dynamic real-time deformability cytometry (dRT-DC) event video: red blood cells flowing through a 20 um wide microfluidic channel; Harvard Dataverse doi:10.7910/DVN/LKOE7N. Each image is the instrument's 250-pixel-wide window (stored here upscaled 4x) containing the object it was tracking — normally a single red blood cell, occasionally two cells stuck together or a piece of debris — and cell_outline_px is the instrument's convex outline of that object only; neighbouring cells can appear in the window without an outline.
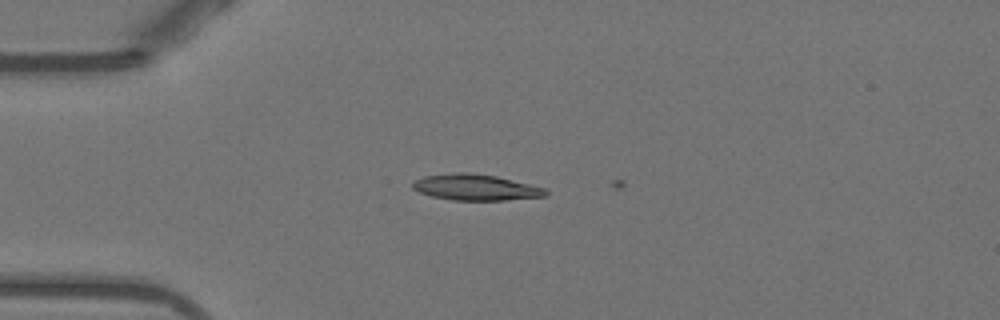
{"species": "Egyptian fruit bat (a non-hibernating species)", "species_latin": "Rousettus aegyptiacus", "temperature_condition": "warm", "stored_images_in_passage": 7, "camera_frame_rate_fps": 3000, "um_per_image_px": 0.085, "animal": {"sex": "female"}, "frame": {"image": 1, "passage_image": 6, "time_ms": 1.667, "image_size_px": [1000, 320], "cell_outline_px": [[548, 196], [504, 200], [452, 200], [432, 196], [420, 192], [412, 188], [412, 180], [424, 176], [456, 172], [468, 172], [496, 176], [548, 188]], "centroid_in_image_um": [40.45, 15.92], "position_along_channel_um": 44.5, "area_um2": 20.35}}